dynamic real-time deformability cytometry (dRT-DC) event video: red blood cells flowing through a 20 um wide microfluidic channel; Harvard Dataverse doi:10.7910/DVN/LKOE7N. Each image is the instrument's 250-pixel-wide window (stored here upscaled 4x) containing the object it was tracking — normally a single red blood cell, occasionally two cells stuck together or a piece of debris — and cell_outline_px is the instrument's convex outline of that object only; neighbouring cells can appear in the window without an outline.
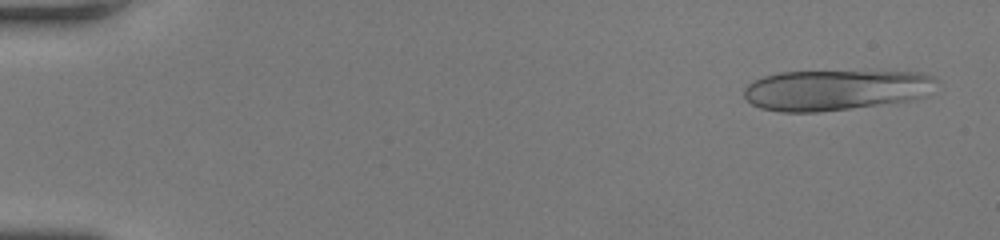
{"species": "human", "species_latin": "Homo sapiens", "temperature_condition": "room temperature", "stored_images_in_passage": 15, "camera_frame_rate_fps": 3000, "um_per_image_px": 0.085, "donor": {"sex": "female"}, "frame": {"image": 1, "passage_image": 3, "time_ms": 0.667, "image_size_px": [1000, 240], "cell_outline_px": [[936, 80], [928, 96], [912, 100], [852, 108], [816, 112], [780, 112], [760, 108], [752, 104], [744, 96], [744, 88], [748, 84], [764, 76], [780, 72], [920, 72], [932, 76]], "centroid_in_image_um": [71.01, 7.66], "position_along_channel_um": 14.0, "area_um2": 45.26}}
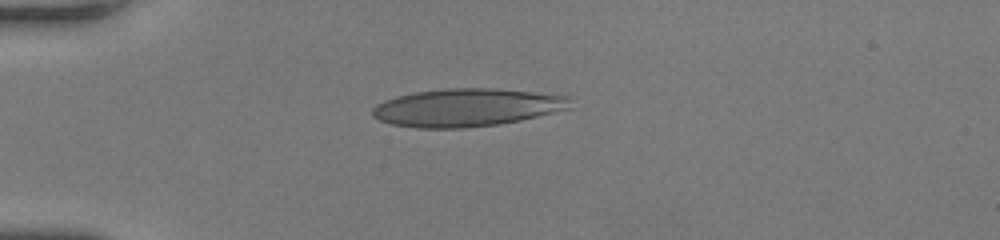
{"frame": {"image": 2, "passage_image": 15, "time_ms": 4.667, "image_size_px": [1000, 240], "cell_outline_px": [[576, 108], [520, 120], [500, 124], [464, 128], [416, 128], [392, 124], [380, 120], [372, 116], [372, 108], [376, 104], [384, 100], [396, 96], [416, 92], [444, 88], [496, 88], [568, 96]], "centroid_in_image_um": [39.72, 9.14], "position_along_channel_um": 45.3, "area_um2": 44.1}}